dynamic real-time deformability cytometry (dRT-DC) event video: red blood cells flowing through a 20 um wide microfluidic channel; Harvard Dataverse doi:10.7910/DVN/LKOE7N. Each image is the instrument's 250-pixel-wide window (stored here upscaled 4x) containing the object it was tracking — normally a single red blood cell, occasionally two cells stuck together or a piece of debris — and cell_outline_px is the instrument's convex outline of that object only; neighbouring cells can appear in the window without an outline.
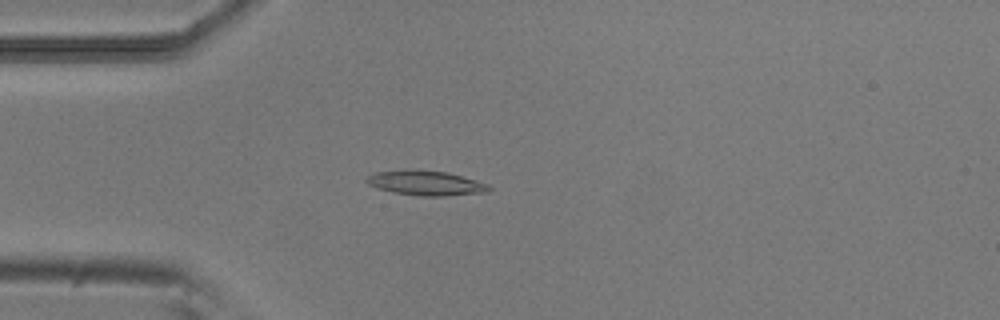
{"species": "common noctule bat (a hibernating species)", "species_latin": "Nyctalus noctula", "temperature_condition": "room temperature", "stored_images_in_passage": 48, "camera_frame_rate_fps": 3000, "um_per_image_px": 0.085, "animal": {"sex": "male", "body_mass_g": 20.5, "forearm_length_mm": 52.5}, "frame": {"image": 1, "passage_image": 9, "time_ms": 2.667, "image_size_px": [1000, 320], "cell_outline_px": [[492, 188], [488, 192], [444, 196], [420, 196], [392, 192], [368, 184], [364, 180], [368, 176], [376, 172], [404, 168], [448, 172], [488, 184]], "centroid_in_image_um": [36.18, 15.54], "position_along_channel_um": 48.8, "area_um2": 17.8}}
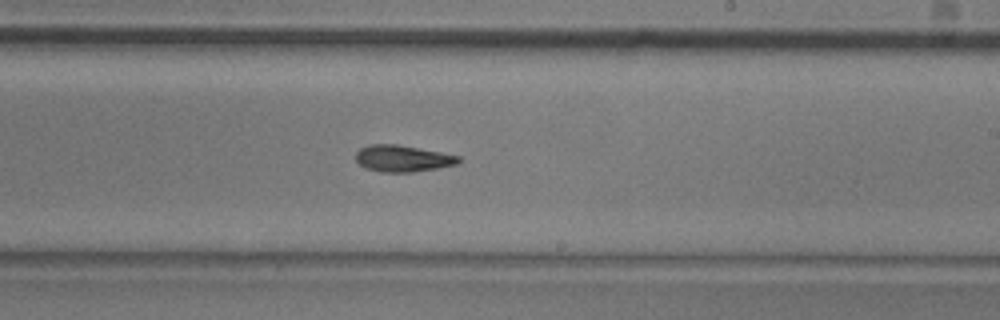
{"frame": {"image": 2, "passage_image": 26, "time_ms": 8.333, "image_size_px": [1000, 320], "cell_outline_px": [[460, 160], [456, 164], [436, 168], [412, 172], [384, 172], [364, 168], [356, 160], [356, 152], [360, 148], [368, 144], [396, 144], [440, 152], [460, 156]], "centroid_in_image_um": [34.19, 13.46], "position_along_channel_um": 254.8, "area_um2": 15.78}}
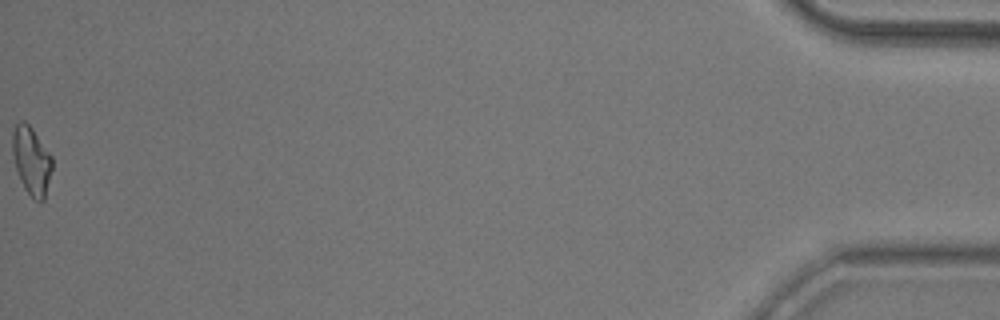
{"frame": {"image": 3, "passage_image": 48, "time_ms": 15.667, "image_size_px": [1000, 320], "cell_outline_px": [[52, 168], [44, 200], [40, 204], [24, 188], [16, 168], [12, 152], [12, 132], [16, 124], [20, 120], [24, 120], [32, 128], [52, 156]], "centroid_in_image_um": [2.67, 13.64], "position_along_channel_um": 432.5, "area_um2": 15.66}, "authors_computed_cell_mechanics": {"area_um2": 15.8372, "velocity_mm_per_s": 3.8221, "shape_relaxation_time_tau1_ms": null, "shape_relaxation_time_tau2_ms": 3.5751, "deformation_change_tau1": null, "deformation_change_tau2": 0.121}}